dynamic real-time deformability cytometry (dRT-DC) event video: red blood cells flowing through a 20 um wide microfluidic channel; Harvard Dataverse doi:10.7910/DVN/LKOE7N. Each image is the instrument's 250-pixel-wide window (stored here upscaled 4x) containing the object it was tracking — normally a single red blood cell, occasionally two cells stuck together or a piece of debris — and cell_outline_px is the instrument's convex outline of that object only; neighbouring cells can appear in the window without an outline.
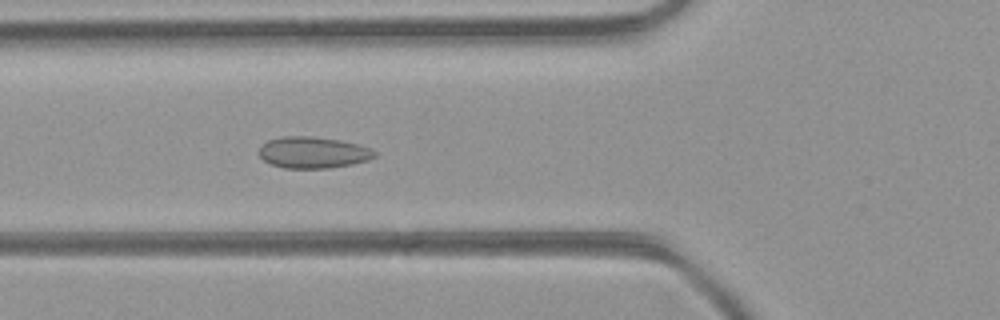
{"species": "common noctule bat (a hibernating species)", "species_latin": "Nyctalus noctula", "temperature_condition": "room temperature", "stored_images_in_passage": 48, "camera_frame_rate_fps": 3000, "um_per_image_px": 0.085, "animal": {"sex": "female", "body_mass_g": 21.9}, "frame": {"image": 1, "passage_image": 18, "time_ms": 5.667, "image_size_px": [1000, 320], "cell_outline_px": [[376, 156], [368, 160], [352, 164], [328, 168], [284, 168], [272, 164], [264, 160], [256, 152], [260, 144], [268, 140], [280, 136], [312, 136], [340, 140], [372, 148], [376, 152]], "centroid_in_image_um": [26.57, 12.95], "position_along_channel_um": 99.2, "area_um2": 21.39}}
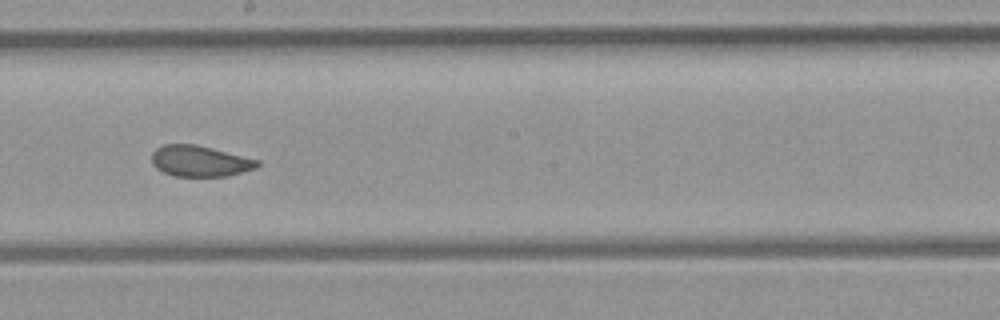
{"frame": {"image": 2, "passage_image": 27, "time_ms": 8.667, "image_size_px": [1000, 320], "cell_outline_px": [[260, 164], [256, 168], [228, 176], [172, 176], [156, 168], [152, 164], [152, 152], [156, 148], [164, 144], [196, 144], [260, 160]], "centroid_in_image_um": [16.98, 13.69], "position_along_channel_um": 231.2, "area_um2": 19.13}}
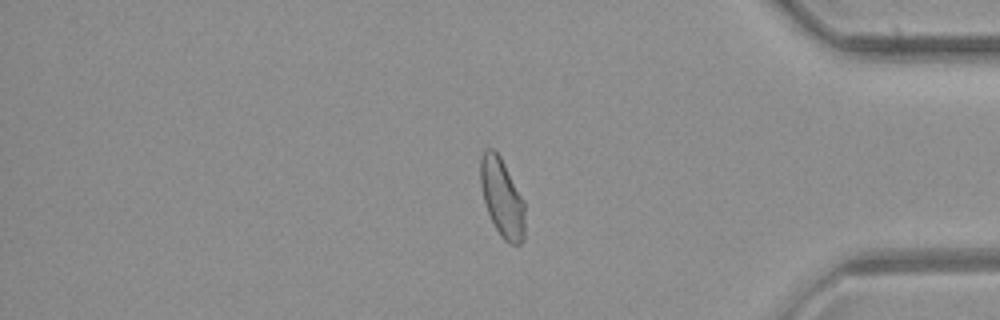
{"frame": {"image": 3, "passage_image": 40, "time_ms": 13.0, "image_size_px": [1000, 320], "cell_outline_px": [[524, 240], [520, 244], [508, 244], [500, 236], [488, 212], [484, 200], [480, 184], [480, 160], [484, 148], [492, 148], [500, 156], [524, 200]], "centroid_in_image_um": [42.67, 16.8], "position_along_channel_um": 392.5, "area_um2": 20.29}, "authors_computed_cell_mechanics": {"area_um2": 20.9525, "velocity_mm_per_s": 4.3795, "shape_relaxation_time_tau1_ms": null, "shape_relaxation_time_tau2_ms": 1.1165, "deformation_change_tau1": null, "deformation_change_tau2": 0.0388}}